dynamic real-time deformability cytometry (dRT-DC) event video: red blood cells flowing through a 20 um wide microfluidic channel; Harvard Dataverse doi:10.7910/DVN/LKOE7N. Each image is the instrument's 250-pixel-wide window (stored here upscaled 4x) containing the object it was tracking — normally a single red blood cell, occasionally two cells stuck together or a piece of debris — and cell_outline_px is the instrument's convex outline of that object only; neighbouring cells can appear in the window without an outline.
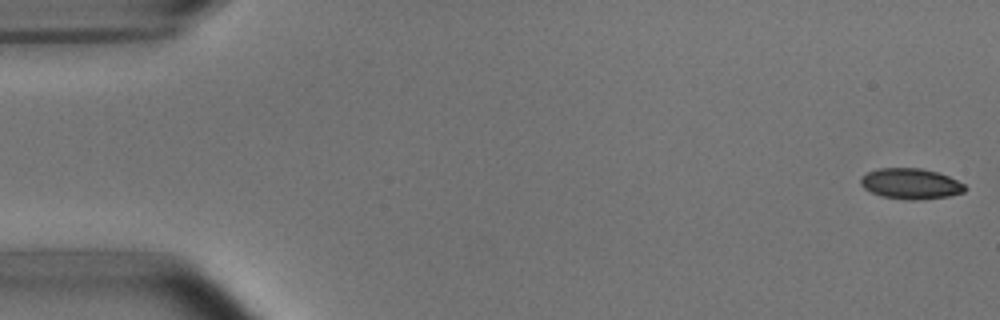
{"species": "common noctule bat (a hibernating species)", "species_latin": "Nyctalus noctula", "temperature_condition": "room temperature", "stored_images_in_passage": 52, "camera_frame_rate_fps": 3000, "um_per_image_px": 0.085, "animal": {"sex": "male", "body_mass_g": 15.6}, "frame": {"image": 1, "passage_image": 1, "time_ms": 0.0, "image_size_px": [1000, 320], "cell_outline_px": [[968, 188], [964, 192], [948, 196], [920, 200], [904, 200], [880, 196], [864, 188], [860, 184], [860, 176], [876, 168], [920, 168], [936, 172], [948, 176], [964, 184]], "centroid_in_image_um": [77.38, 15.62], "position_along_channel_um": 7.6, "area_um2": 18.79}}
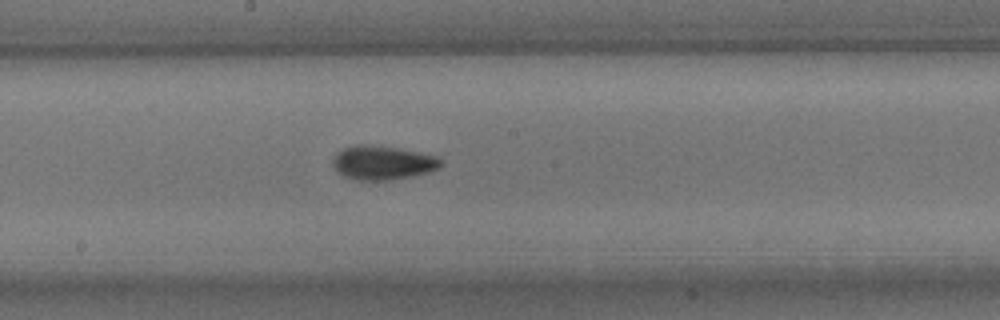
{"frame": {"image": 2, "passage_image": 28, "time_ms": 9.0, "image_size_px": [1000, 320], "cell_outline_px": [[444, 164], [440, 168], [428, 172], [412, 176], [388, 180], [356, 180], [344, 176], [336, 172], [332, 164], [332, 160], [336, 152], [344, 148], [356, 144], [368, 144], [396, 148], [436, 156]], "centroid_in_image_um": [32.48, 13.83], "position_along_channel_um": 215.7, "area_um2": 21.44}}
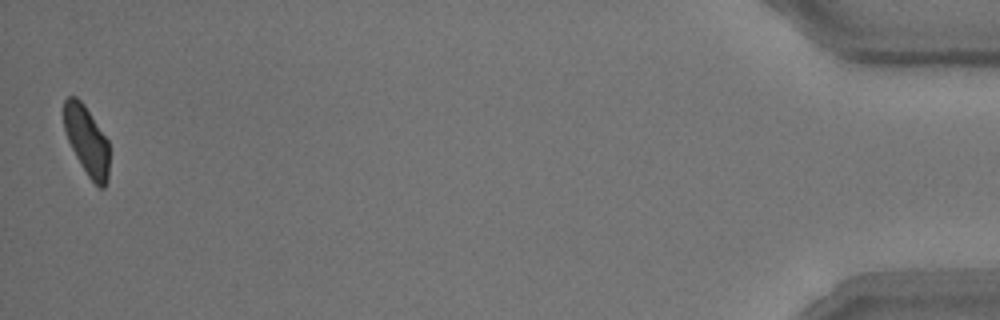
{"frame": {"image": 3, "passage_image": 52, "time_ms": 17.0, "image_size_px": [1000, 320], "cell_outline_px": [[108, 180], [104, 188], [100, 188], [88, 176], [76, 156], [68, 140], [64, 128], [64, 100], [68, 96], [76, 96], [84, 104], [108, 140]], "centroid_in_image_um": [7.37, 11.93], "position_along_channel_um": 427.8, "area_um2": 18.03}, "authors_computed_cell_mechanics": {"area_um2": 19.7965, "velocity_mm_per_s": 3.796, "shape_relaxation_time_tau1_ms": 4.4619, "shape_relaxation_time_tau2_ms": 2.1296, "deformation_change_tau1": 0.1335, "deformation_change_tau2": 0.0704}}